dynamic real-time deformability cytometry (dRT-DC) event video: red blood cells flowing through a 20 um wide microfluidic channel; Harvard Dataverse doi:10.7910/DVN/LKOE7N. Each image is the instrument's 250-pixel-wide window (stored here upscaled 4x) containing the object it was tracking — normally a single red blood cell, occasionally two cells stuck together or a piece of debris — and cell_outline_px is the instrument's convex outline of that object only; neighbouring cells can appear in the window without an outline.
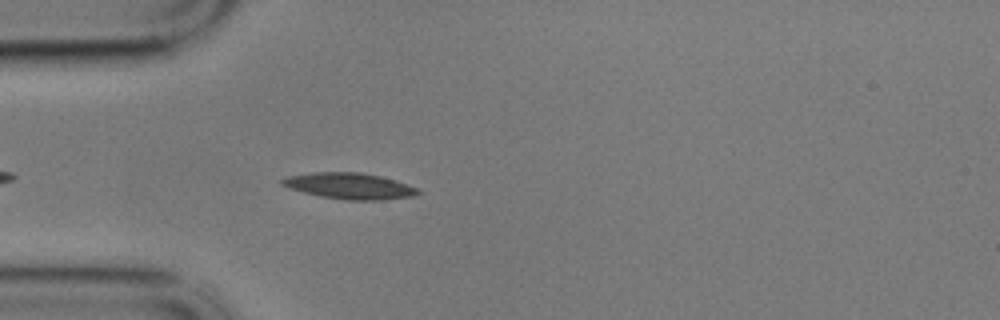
{"species": "common noctule bat (a hibernating species)", "species_latin": "Nyctalus noctula", "temperature_condition": "cold", "stored_images_in_passage": 30, "camera_frame_rate_fps": 3000, "um_per_image_px": 0.085, "animal": {"sex": "male", "body_mass_g": 17.9}, "frame": {"image": 1, "passage_image": 5, "time_ms": 1.333, "image_size_px": [1000, 320], "cell_outline_px": [[420, 192], [412, 196], [384, 200], [348, 200], [320, 196], [288, 188], [280, 184], [280, 180], [288, 176], [312, 172], [360, 172], [380, 176], [396, 180], [416, 188]], "centroid_in_image_um": [29.67, 15.8], "position_along_channel_um": 55.3, "area_um2": 20.58}}
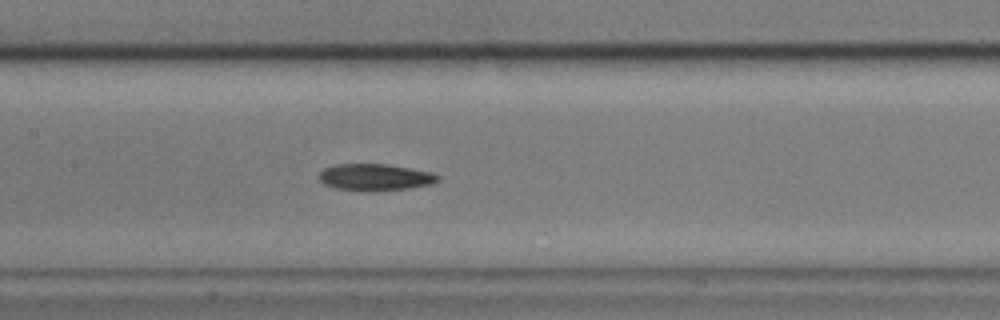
{"frame": {"image": 2, "passage_image": 16, "time_ms": 5.0, "image_size_px": [1000, 320], "cell_outline_px": [[440, 180], [432, 184], [408, 188], [376, 192], [360, 192], [336, 188], [324, 184], [320, 180], [320, 172], [324, 168], [336, 164], [388, 164], [432, 172], [440, 176]], "centroid_in_image_um": [31.9, 15.08], "position_along_channel_um": 175.5, "area_um2": 18.84}}
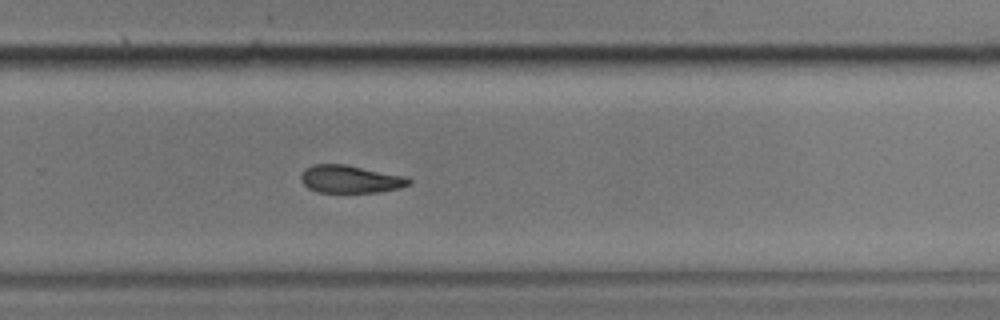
{"frame": {"image": 3, "passage_image": 27, "time_ms": 8.667, "image_size_px": [1000, 320], "cell_outline_px": [[412, 184], [400, 188], [376, 192], [316, 192], [308, 188], [300, 180], [300, 176], [304, 168], [312, 164], [344, 164], [404, 176], [412, 180]], "centroid_in_image_um": [29.74, 15.22], "position_along_channel_um": 300.1, "area_um2": 17.46}}